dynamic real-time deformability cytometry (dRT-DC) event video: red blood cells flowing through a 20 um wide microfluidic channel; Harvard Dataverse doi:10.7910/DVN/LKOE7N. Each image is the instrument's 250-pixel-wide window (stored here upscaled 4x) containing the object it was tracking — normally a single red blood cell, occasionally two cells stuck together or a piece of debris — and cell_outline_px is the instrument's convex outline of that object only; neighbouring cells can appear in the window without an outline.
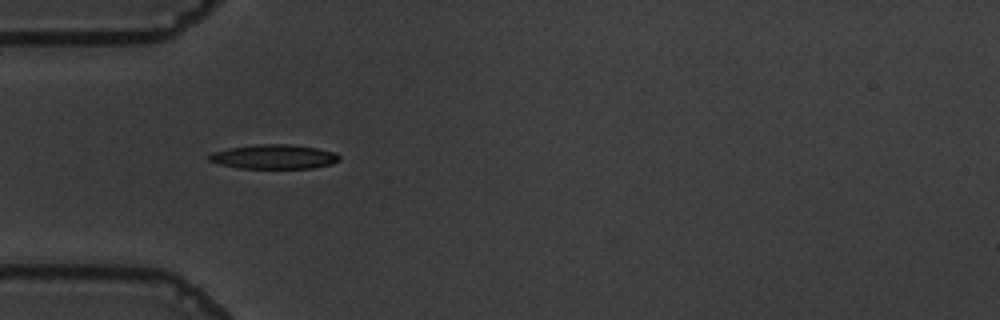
{"species": "common noctule bat (a hibernating species)", "species_latin": "Nyctalus noctula", "temperature_condition": "warm", "stored_images_in_passage": 40, "camera_frame_rate_fps": 3000, "um_per_image_px": 0.085, "animal": {"sex": "male", "body_mass_g": 19.5, "forearm_length_mm": 54.6}, "frame": {"image": 1, "passage_image": 1, "time_ms": 0.0, "image_size_px": [1000, 320], "cell_outline_px": [[340, 160], [332, 164], [312, 168], [236, 168], [220, 164], [208, 160], [208, 156], [212, 152], [228, 148], [256, 144], [288, 144], [316, 148], [336, 152], [340, 156]], "centroid_in_image_um": [23.29, 13.32], "position_along_channel_um": 61.7, "area_um2": 18.55}}
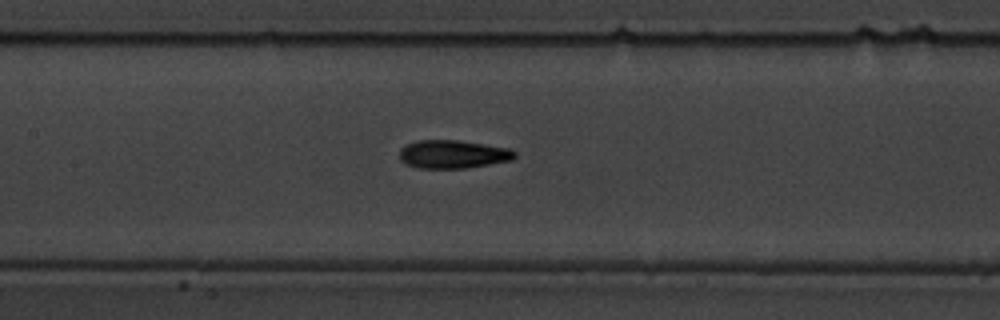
{"frame": {"image": 2, "passage_image": 10, "time_ms": 3.0, "image_size_px": [1000, 320], "cell_outline_px": [[516, 156], [512, 160], [464, 168], [416, 168], [404, 164], [400, 160], [400, 148], [416, 140], [456, 140], [484, 144], [508, 148], [516, 152]], "centroid_in_image_um": [38.46, 13.11], "position_along_channel_um": 168.9, "area_um2": 18.96}}
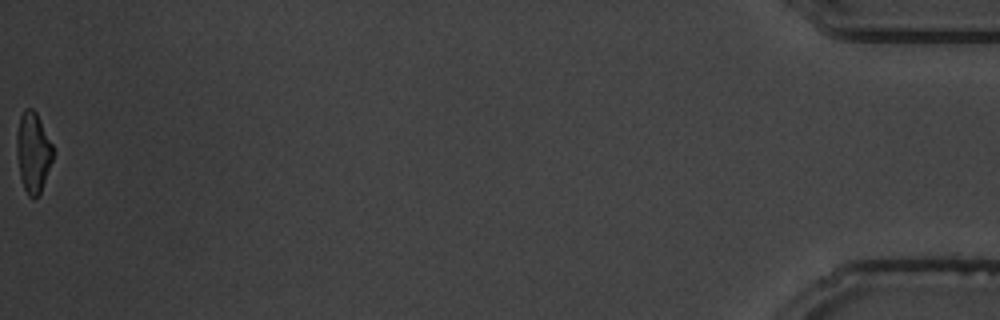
{"frame": {"image": 3, "passage_image": 40, "time_ms": 13.0, "image_size_px": [1000, 320], "cell_outline_px": [[56, 152], [40, 192], [32, 200], [28, 196], [24, 188], [20, 176], [16, 152], [16, 132], [20, 116], [24, 108], [32, 108], [36, 112]], "centroid_in_image_um": [2.81, 12.93], "position_along_channel_um": 432.4, "area_um2": 17.17}, "authors_computed_cell_mechanics": {"area_um2": 18.3515, "velocity_mm_per_s": 3.6299, "shape_relaxation_time_tau1_ms": 5.2657, "shape_relaxation_time_tau2_ms": 2.9785, "deformation_change_tau1": 0.1894, "deformation_change_tau2": 0.1197}}